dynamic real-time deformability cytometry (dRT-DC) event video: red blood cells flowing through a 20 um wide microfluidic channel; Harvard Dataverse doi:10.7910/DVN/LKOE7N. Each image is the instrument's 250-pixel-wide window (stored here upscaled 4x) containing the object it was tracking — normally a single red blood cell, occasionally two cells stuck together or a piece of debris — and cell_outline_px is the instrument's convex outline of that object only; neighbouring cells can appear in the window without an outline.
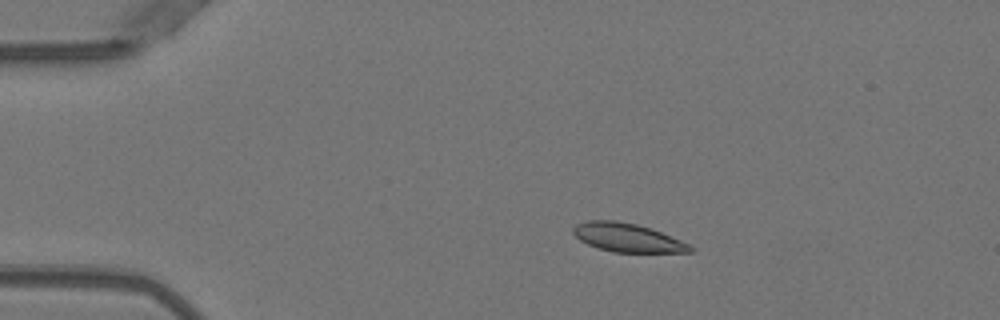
{"species": "Egyptian fruit bat (a non-hibernating species)", "species_latin": "Rousettus aegyptiacus", "temperature_condition": "warm", "stored_images_in_passage": 6, "camera_frame_rate_fps": 3000, "um_per_image_px": 0.085, "animal": {"sex": "female"}, "frame": {"image": 1, "passage_image": 2, "time_ms": 0.333, "image_size_px": [1000, 320], "cell_outline_px": [[696, 248], [692, 252], [612, 252], [588, 244], [580, 240], [572, 232], [572, 228], [576, 224], [588, 220], [616, 220], [636, 224], [652, 228], [680, 240]], "centroid_in_image_um": [53.33, 20.19], "position_along_channel_um": 31.7, "area_um2": 19.48}}